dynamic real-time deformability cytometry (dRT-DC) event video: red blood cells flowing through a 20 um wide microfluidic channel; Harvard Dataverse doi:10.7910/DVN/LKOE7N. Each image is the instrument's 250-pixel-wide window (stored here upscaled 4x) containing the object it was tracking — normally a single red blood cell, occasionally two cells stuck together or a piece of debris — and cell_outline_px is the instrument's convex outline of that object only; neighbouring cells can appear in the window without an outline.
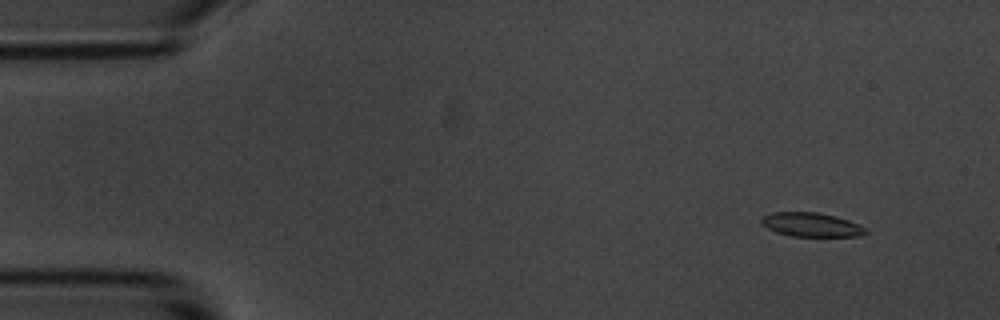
{"species": "common noctule bat (a hibernating species)", "species_latin": "Nyctalus noctula", "temperature_condition": "room temperature", "stored_images_in_passage": 7, "camera_frame_rate_fps": 3000, "um_per_image_px": 0.085, "animal": {"sex": "male", "body_mass_g": 20.1, "forearm_length_mm": 53.5}, "frame": {"image": 1, "passage_image": 2, "time_ms": 1.333, "image_size_px": [1000, 320], "cell_outline_px": [[868, 232], [860, 236], [792, 236], [776, 232], [768, 228], [760, 220], [760, 216], [772, 212], [816, 212], [836, 216], [848, 220], [868, 228]], "centroid_in_image_um": [68.97, 19.09], "position_along_channel_um": 16.0, "area_um2": 14.62}}
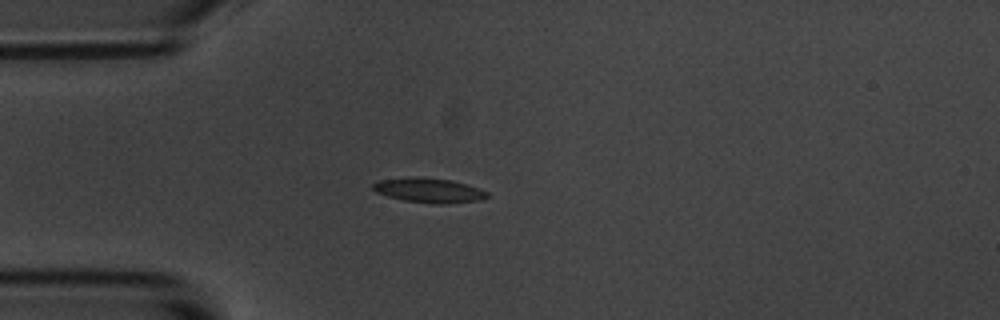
{"frame": {"image": 2, "passage_image": 4, "time_ms": 4.667, "image_size_px": [1000, 320], "cell_outline_px": [[488, 196], [480, 200], [444, 204], [436, 204], [404, 200], [388, 196], [376, 192], [372, 188], [372, 184], [380, 180], [416, 176], [452, 180], [480, 188], [488, 192]], "centroid_in_image_um": [36.47, 16.17], "position_along_channel_um": 48.5, "area_um2": 16.36}}
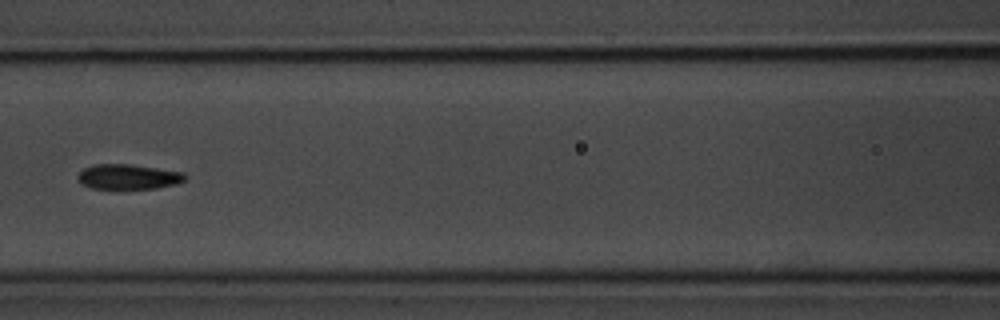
{"frame": {"image": 3, "passage_image": 7, "time_ms": 8.0, "image_size_px": [1000, 320], "cell_outline_px": [[188, 176], [184, 180], [176, 184], [156, 188], [92, 188], [80, 184], [76, 176], [84, 168], [92, 164], [128, 164], [184, 172]], "centroid_in_image_um": [10.88, 15.01], "position_along_channel_um": 155.7, "area_um2": 15.61}}